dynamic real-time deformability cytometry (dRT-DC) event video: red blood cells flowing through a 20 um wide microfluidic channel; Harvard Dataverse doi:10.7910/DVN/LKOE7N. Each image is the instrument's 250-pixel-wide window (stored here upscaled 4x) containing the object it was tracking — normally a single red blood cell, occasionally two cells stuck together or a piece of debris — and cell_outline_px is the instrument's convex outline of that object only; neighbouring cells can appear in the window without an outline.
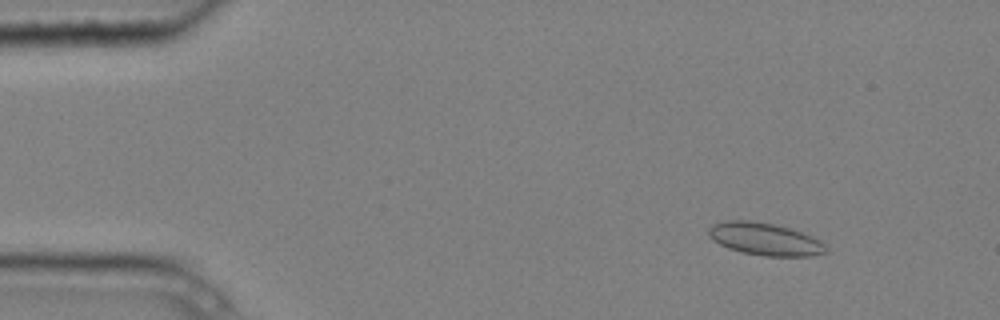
{"species": "common noctule bat (a hibernating species)", "species_latin": "Nyctalus noctula", "temperature_condition": "cold", "stored_images_in_passage": 7, "camera_frame_rate_fps": 3000, "um_per_image_px": 0.085, "animal": {"sex": "male", "body_mass_g": 20.4}, "frame": {"image": 1, "passage_image": 2, "time_ms": 0.333, "image_size_px": [1000, 320], "cell_outline_px": [[828, 252], [812, 256], [764, 256], [740, 252], [728, 248], [712, 240], [708, 236], [708, 228], [712, 224], [728, 220], [748, 220], [772, 224], [788, 228], [812, 236], [820, 240], [828, 248]], "centroid_in_image_um": [65.0, 20.33], "position_along_channel_um": 20.0, "area_um2": 22.25}}
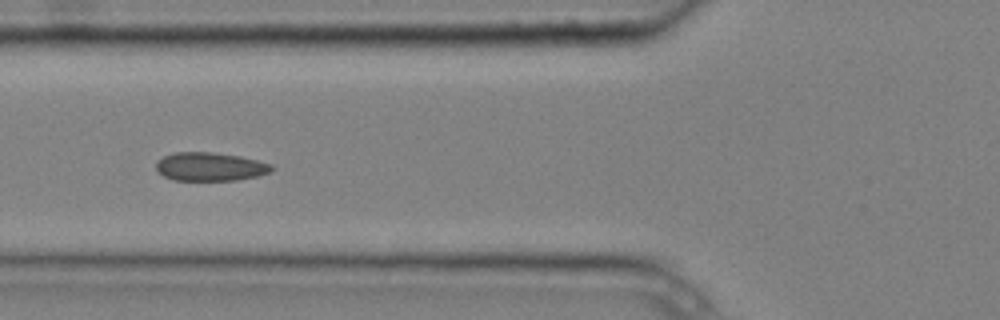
{"frame": {"image": 2, "passage_image": 5, "time_ms": 1.333, "image_size_px": [1000, 320], "cell_outline_px": [[276, 168], [272, 172], [260, 176], [236, 180], [172, 180], [164, 176], [156, 168], [156, 160], [172, 152], [212, 152], [240, 156], [272, 164]], "centroid_in_image_um": [17.89, 14.16], "position_along_channel_um": 107.9, "area_um2": 19.42}}
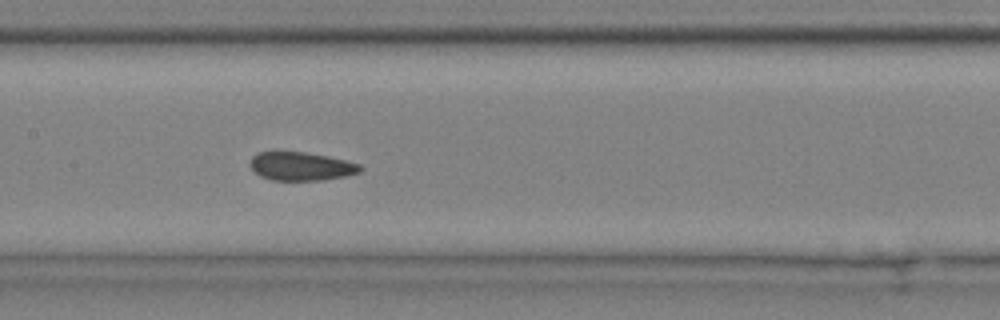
{"frame": {"image": 3, "passage_image": 7, "time_ms": 2.0, "image_size_px": [1000, 320], "cell_outline_px": [[364, 168], [360, 172], [344, 176], [324, 180], [272, 180], [260, 176], [248, 164], [252, 156], [256, 152], [272, 148], [280, 148], [308, 152], [328, 156], [360, 164]], "centroid_in_image_um": [25.51, 14.07], "position_along_channel_um": 181.9, "area_um2": 19.19}}